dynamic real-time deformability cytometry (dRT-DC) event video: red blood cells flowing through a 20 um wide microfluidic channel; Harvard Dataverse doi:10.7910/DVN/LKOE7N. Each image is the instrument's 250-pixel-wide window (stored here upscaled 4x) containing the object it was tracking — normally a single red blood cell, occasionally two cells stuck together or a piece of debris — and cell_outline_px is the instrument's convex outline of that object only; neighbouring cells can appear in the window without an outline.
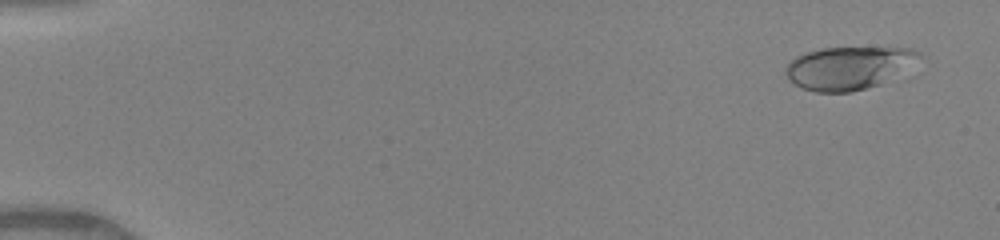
{"species": "human", "species_latin": "Homo sapiens", "temperature_condition": "warm", "stored_images_in_passage": 50, "camera_frame_rate_fps": 3000, "um_per_image_px": 0.085, "donor": {"sex": "female"}, "frame": {"image": 1, "passage_image": 3, "time_ms": 0.667, "image_size_px": [1000, 240], "cell_outline_px": [[924, 56], [880, 84], [852, 92], [816, 92], [804, 88], [796, 84], [784, 72], [784, 68], [796, 56], [804, 52], [824, 48], [908, 48], [920, 52]], "centroid_in_image_um": [72.1, 5.76], "position_along_channel_um": 12.9, "area_um2": 32.77}}
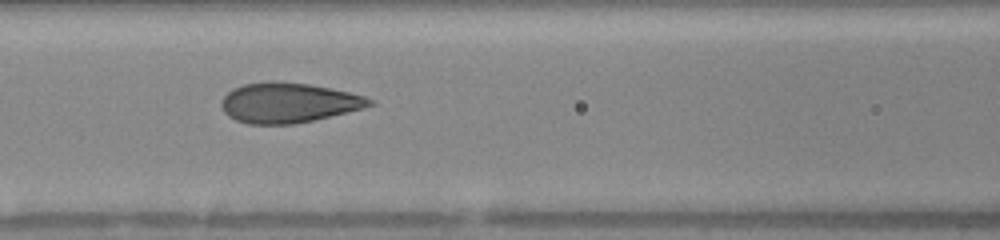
{"frame": {"image": 2, "passage_image": 23, "time_ms": 7.333, "image_size_px": [1000, 240], "cell_outline_px": [[376, 104], [364, 108], [312, 120], [292, 124], [248, 124], [236, 120], [228, 116], [224, 112], [220, 104], [224, 96], [232, 88], [244, 84], [272, 80], [276, 80], [308, 84], [348, 92], [364, 96], [376, 100]], "centroid_in_image_um": [24.5, 8.72], "position_along_channel_um": 142.1, "area_um2": 34.56}}
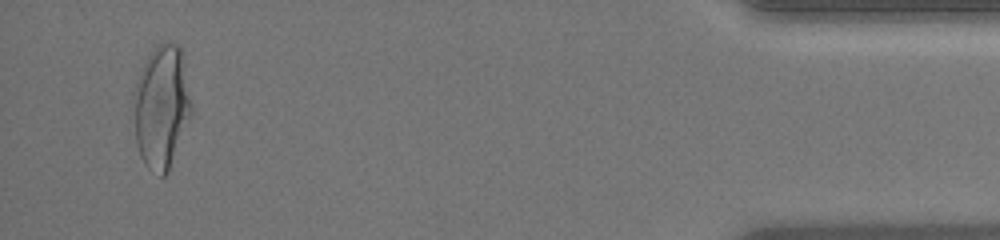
{"frame": {"image": 3, "passage_image": 48, "time_ms": 15.667, "image_size_px": [1000, 240], "cell_outline_px": [[192, 112], [168, 172], [164, 176], [160, 176], [148, 168], [144, 164], [140, 156], [136, 140], [132, 104], [132, 92], [140, 72], [148, 56], [160, 40], [180, 44], [184, 56], [192, 104]], "centroid_in_image_um": [13.73, 9.03], "position_along_channel_um": 421.5, "area_um2": 42.14}, "authors_computed_cell_mechanics": {"area_um2": 34.2176, "velocity_mm_per_s": 4.119, "shape_relaxation_time_tau1_ms": 4.2239, "shape_relaxation_time_tau2_ms": null, "deformation_change_tau1": 0.1877, "deformation_change_tau2": null}}